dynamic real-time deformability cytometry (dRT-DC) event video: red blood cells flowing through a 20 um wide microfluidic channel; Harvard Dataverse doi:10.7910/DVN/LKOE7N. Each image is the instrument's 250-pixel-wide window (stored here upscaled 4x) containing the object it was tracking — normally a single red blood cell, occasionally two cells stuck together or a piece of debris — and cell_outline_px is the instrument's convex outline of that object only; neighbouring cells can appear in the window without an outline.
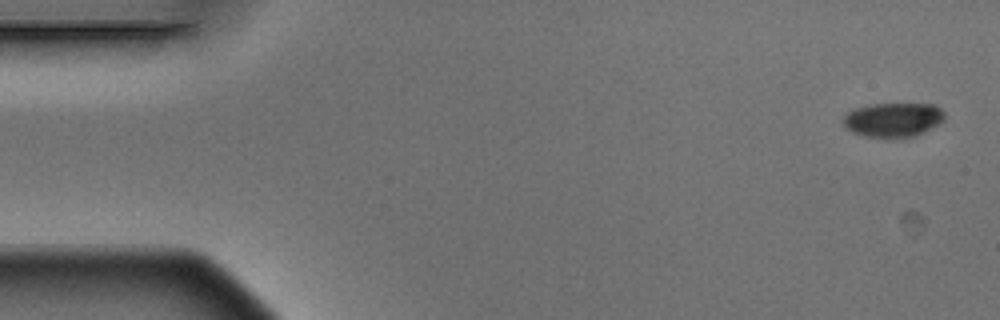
{"species": "Egyptian fruit bat (a non-hibernating species)", "species_latin": "Rousettus aegyptiacus", "temperature_condition": "warm", "stored_images_in_passage": 6, "camera_frame_rate_fps": 3000, "um_per_image_px": 0.085, "animal": {"sex": "male"}, "frame": {"image": 1, "passage_image": 1, "time_ms": 0.0, "image_size_px": [1000, 320], "cell_outline_px": [[944, 120], [924, 132], [916, 136], [900, 140], [888, 140], [864, 136], [852, 132], [840, 120], [848, 112], [856, 108], [872, 104], [936, 104], [944, 112]], "centroid_in_image_um": [75.91, 10.22], "position_along_channel_um": 9.1, "area_um2": 20.87}}
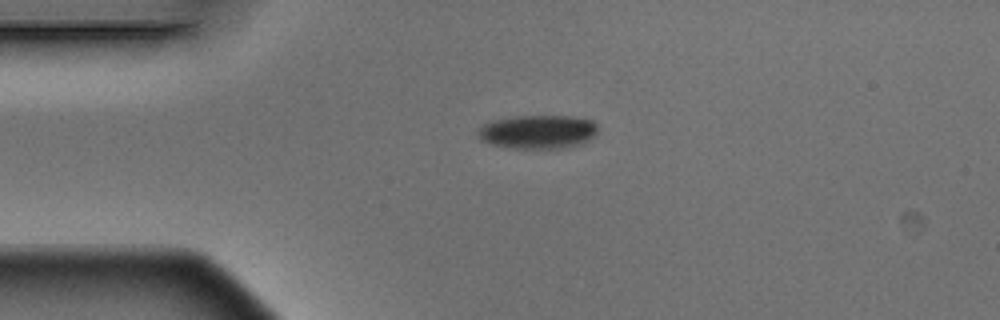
{"frame": {"image": 2, "passage_image": 4, "time_ms": 1.0, "image_size_px": [1000, 320], "cell_outline_px": [[596, 136], [584, 144], [564, 148], [508, 148], [492, 144], [480, 140], [476, 132], [484, 124], [492, 120], [516, 116], [572, 116], [592, 120], [596, 124]], "centroid_in_image_um": [45.74, 11.21], "position_along_channel_um": 39.3, "area_um2": 23.81}}
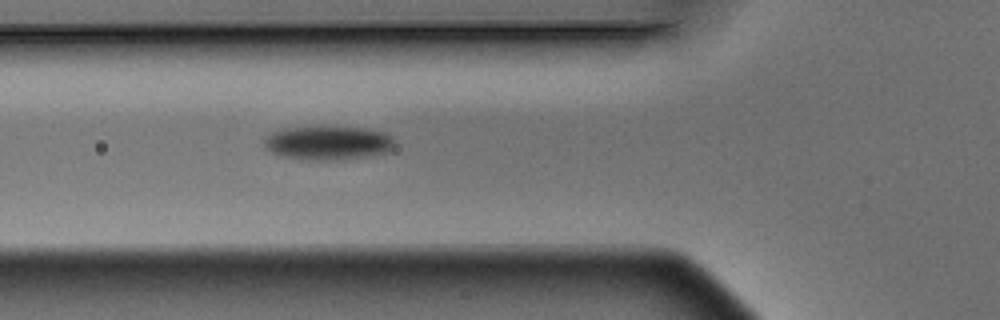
{"frame": {"image": 3, "passage_image": 6, "time_ms": 1.667, "image_size_px": [1000, 320], "cell_outline_px": [[392, 148], [388, 152], [340, 160], [316, 160], [276, 156], [264, 148], [264, 140], [272, 132], [284, 128], [364, 128], [384, 132], [392, 136]], "centroid_in_image_um": [27.83, 12.17], "position_along_channel_um": 98.0, "area_um2": 25.37}}